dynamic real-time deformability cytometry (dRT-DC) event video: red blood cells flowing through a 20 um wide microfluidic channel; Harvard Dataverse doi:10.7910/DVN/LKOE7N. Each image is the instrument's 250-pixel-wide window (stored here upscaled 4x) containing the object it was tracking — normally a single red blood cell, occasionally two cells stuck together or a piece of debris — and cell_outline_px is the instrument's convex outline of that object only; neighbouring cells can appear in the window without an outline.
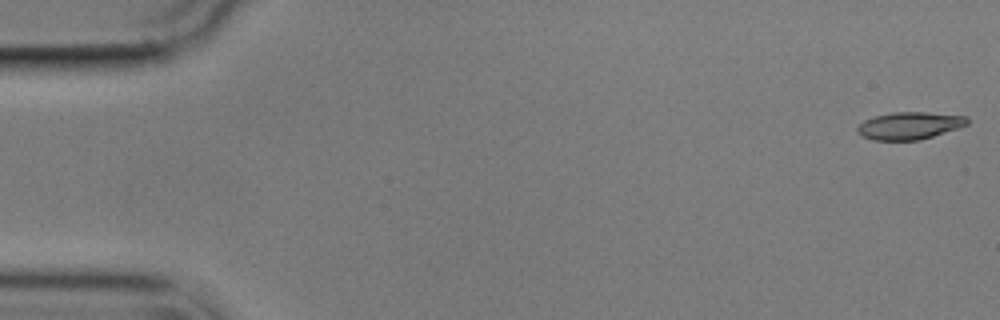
{"species": "common noctule bat (a hibernating species)", "species_latin": "Nyctalus noctula", "temperature_condition": "cold", "stored_images_in_passage": 6, "camera_frame_rate_fps": 3000, "um_per_image_px": 0.085, "animal": {"sex": "male", "body_mass_g": 17.9}, "frame": {"image": 1, "passage_image": 1, "time_ms": 0.0, "image_size_px": [1000, 320], "cell_outline_px": [[968, 124], [920, 140], [872, 140], [860, 136], [856, 132], [856, 128], [864, 120], [876, 116], [892, 112], [924, 112], [968, 116]], "centroid_in_image_um": [77.26, 10.68], "position_along_channel_um": 7.7, "area_um2": 17.46}}